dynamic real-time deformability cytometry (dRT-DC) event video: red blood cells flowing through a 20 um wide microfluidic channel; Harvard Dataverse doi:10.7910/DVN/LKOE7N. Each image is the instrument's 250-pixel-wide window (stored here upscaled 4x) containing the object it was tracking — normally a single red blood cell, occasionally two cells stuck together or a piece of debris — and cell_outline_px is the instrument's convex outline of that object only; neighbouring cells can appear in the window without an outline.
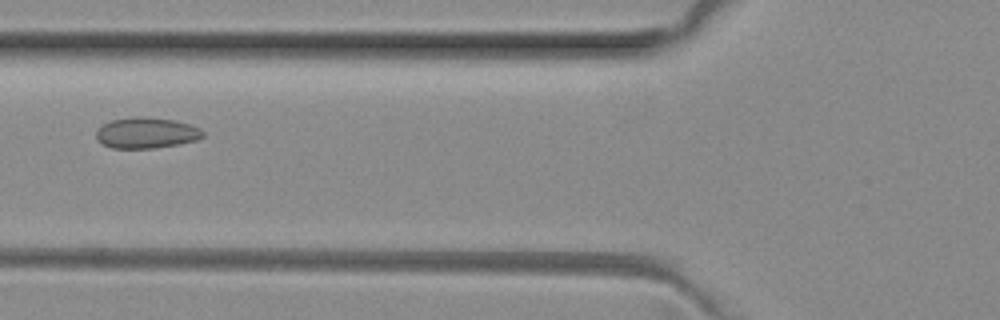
{"species": "common noctule bat (a hibernating species)", "species_latin": "Nyctalus noctula", "temperature_condition": "room temperature", "stored_images_in_passage": 5, "camera_frame_rate_fps": 3000, "um_per_image_px": 0.085, "animal": {"sex": "female", "body_mass_g": 29.2, "forearm_length_mm": 56.3}, "frame": {"image": 1, "passage_image": 5, "time_ms": 1.333, "image_size_px": [1000, 320], "cell_outline_px": [[204, 136], [196, 140], [180, 144], [152, 148], [112, 148], [96, 140], [96, 128], [112, 120], [136, 116], [144, 116], [172, 120], [188, 124], [200, 128], [204, 132]], "centroid_in_image_um": [12.42, 11.29], "position_along_channel_um": 113.4, "area_um2": 19.19}}